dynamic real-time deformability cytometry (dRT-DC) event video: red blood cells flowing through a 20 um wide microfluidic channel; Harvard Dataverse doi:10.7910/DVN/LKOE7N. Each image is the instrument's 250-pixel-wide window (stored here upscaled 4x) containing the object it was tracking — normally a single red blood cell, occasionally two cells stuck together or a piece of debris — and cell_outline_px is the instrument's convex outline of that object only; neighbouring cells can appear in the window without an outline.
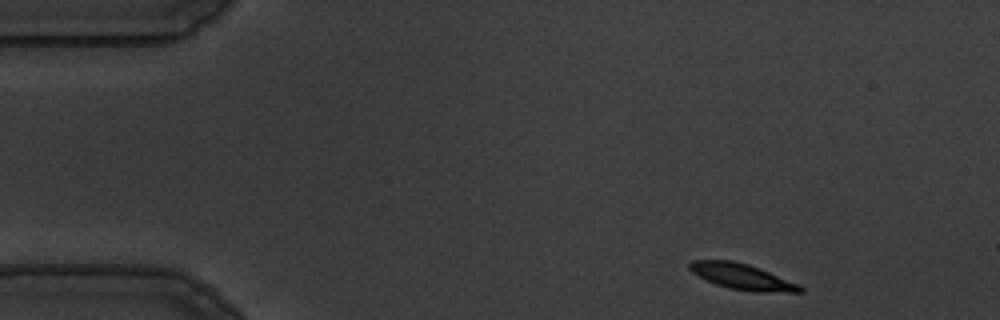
{"species": "common noctule bat (a hibernating species)", "species_latin": "Nyctalus noctula", "temperature_condition": "warm", "stored_images_in_passage": 50, "camera_frame_rate_fps": 3000, "um_per_image_px": 0.085, "animal": {"sex": "male", "body_mass_g": 19.5, "forearm_length_mm": 54.6}, "frame": {"image": 1, "passage_image": 1, "time_ms": 0.0, "image_size_px": [1000, 320], "cell_outline_px": [[804, 292], [756, 292], [728, 288], [716, 284], [692, 272], [688, 268], [688, 264], [692, 260], [732, 260], [748, 264], [760, 268], [800, 284], [804, 288]], "centroid_in_image_um": [63.12, 23.51], "position_along_channel_um": 21.9, "area_um2": 16.65}}
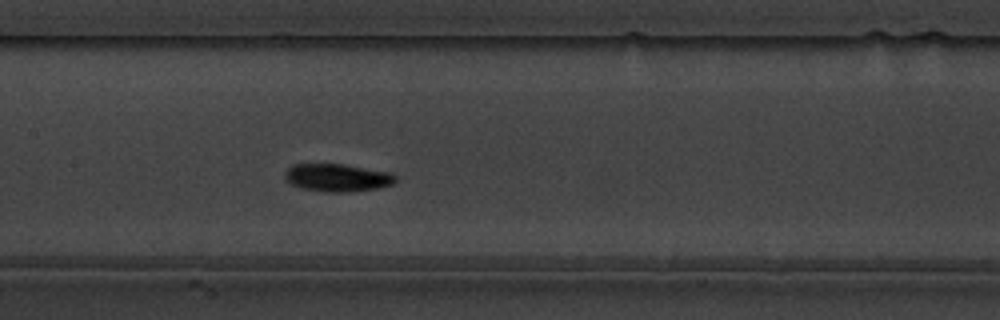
{"frame": {"image": 2, "passage_image": 21, "time_ms": 6.667, "image_size_px": [1000, 320], "cell_outline_px": [[396, 180], [392, 184], [376, 188], [352, 192], [324, 192], [300, 188], [288, 184], [284, 180], [284, 172], [292, 164], [344, 164], [392, 172], [396, 176]], "centroid_in_image_um": [28.63, 15.1], "position_along_channel_um": 178.8, "area_um2": 18.26}}
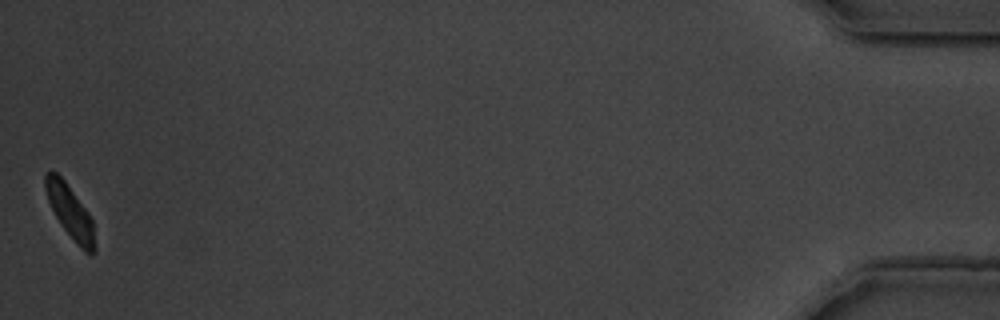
{"frame": {"image": 3, "passage_image": 50, "time_ms": 16.333, "image_size_px": [1000, 320], "cell_outline_px": [[96, 252], [84, 252], [80, 248], [64, 228], [56, 216], [48, 200], [44, 188], [44, 176], [48, 172], [56, 172], [64, 180], [88, 212], [92, 220], [96, 248]], "centroid_in_image_um": [5.96, 18.01], "position_along_channel_um": 429.2, "area_um2": 14.91}, "authors_computed_cell_mechanics": {"area_um2": 17.1377, "velocity_mm_per_s": 3.5596, "shape_relaxation_time_tau1_ms": 4.0802, "shape_relaxation_time_tau2_ms": null, "deformation_change_tau1": 0.195, "deformation_change_tau2": null}}